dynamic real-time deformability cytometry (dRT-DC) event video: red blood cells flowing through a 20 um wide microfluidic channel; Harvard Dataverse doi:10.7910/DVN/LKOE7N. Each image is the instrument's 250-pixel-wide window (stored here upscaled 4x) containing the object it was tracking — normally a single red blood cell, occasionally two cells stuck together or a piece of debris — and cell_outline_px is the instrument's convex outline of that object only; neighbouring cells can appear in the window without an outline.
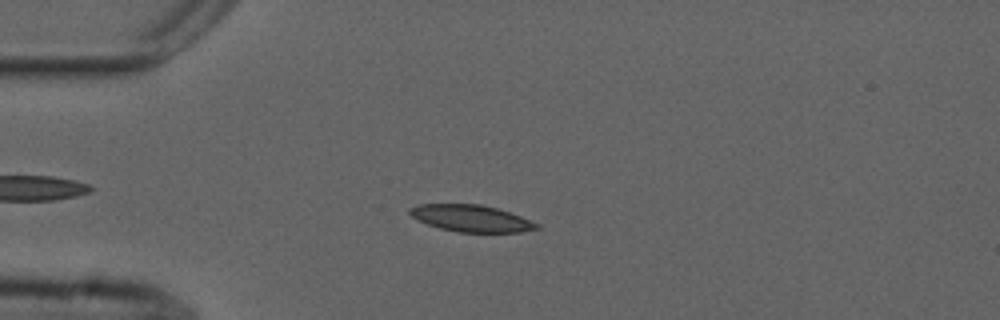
{"species": "common noctule bat (a hibernating species)", "species_latin": "Nyctalus noctula", "temperature_condition": "cold", "stored_images_in_passage": 53, "camera_frame_rate_fps": 3000, "um_per_image_px": 0.085, "animal": {"sex": "male", "forearm_length_mm": 52.5}, "frame": {"image": 1, "passage_image": 12, "time_ms": 3.667, "image_size_px": [1000, 320], "cell_outline_px": [[540, 228], [520, 232], [456, 232], [440, 228], [416, 220], [408, 212], [408, 208], [416, 204], [480, 204], [496, 208], [520, 216], [540, 224]], "centroid_in_image_um": [40.01, 18.56], "position_along_channel_um": 45.0, "area_um2": 19.83}}
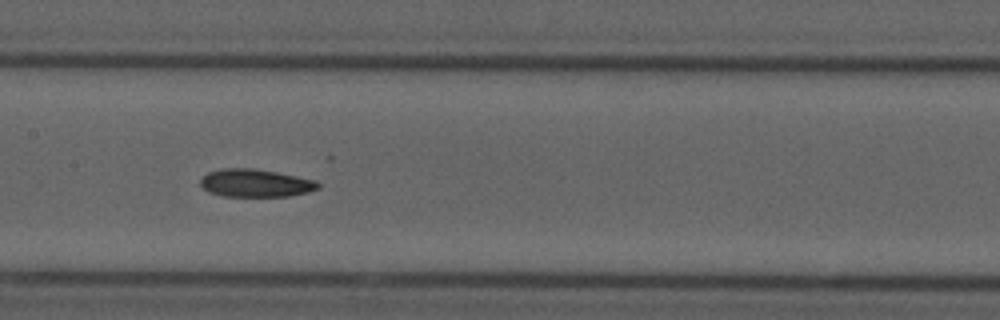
{"frame": {"image": 2, "passage_image": 25, "time_ms": 8.0, "image_size_px": [1000, 320], "cell_outline_px": [[320, 188], [308, 192], [288, 196], [224, 196], [208, 192], [200, 184], [200, 180], [208, 172], [220, 168], [252, 168], [276, 172], [316, 180], [320, 184]], "centroid_in_image_um": [21.72, 15.56], "position_along_channel_um": 185.7, "area_um2": 19.07}}
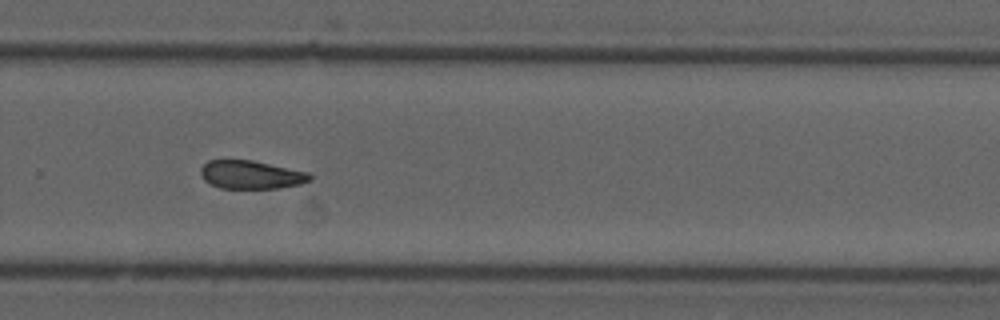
{"frame": {"image": 3, "passage_image": 35, "time_ms": 11.333, "image_size_px": [1000, 320], "cell_outline_px": [[312, 180], [300, 184], [280, 188], [220, 188], [204, 180], [200, 172], [200, 168], [208, 160], [252, 160], [308, 172], [312, 176]], "centroid_in_image_um": [21.35, 14.85], "position_along_channel_um": 308.5, "area_um2": 17.98}}